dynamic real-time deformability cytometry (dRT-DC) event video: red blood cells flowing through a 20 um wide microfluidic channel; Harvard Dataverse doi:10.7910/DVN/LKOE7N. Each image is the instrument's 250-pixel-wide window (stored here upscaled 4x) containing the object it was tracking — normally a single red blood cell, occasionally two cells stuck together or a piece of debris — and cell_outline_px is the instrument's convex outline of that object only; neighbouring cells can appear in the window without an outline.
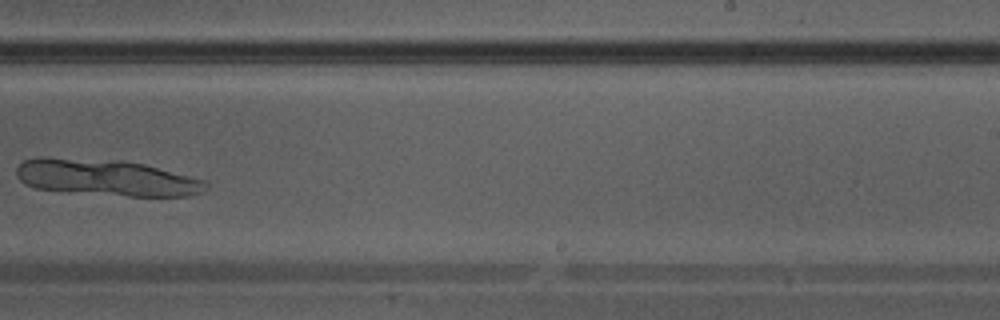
{"species": "Egyptian fruit bat (a non-hibernating species)", "species_latin": "Rousettus aegyptiacus", "temperature_condition": "warm", "stored_images_in_passage": 36, "segment_of_instrument_passage": [1, 2], "camera_frame_rate_fps": 3000, "um_per_image_px": 0.085, "animal": {"sex": "male"}, "frame": {"image": 1, "passage_image": 21, "time_ms": 6.667, "image_size_px": [1000, 320], "cell_outline_px": [[208, 188], [204, 192], [188, 196], [128, 196], [36, 188], [24, 184], [16, 176], [16, 168], [24, 160], [36, 156], [40, 156], [120, 160], [144, 164], [208, 180]], "centroid_in_image_um": [9.07, 15.08], "position_along_channel_um": 279.9, "area_um2": 40.4}}